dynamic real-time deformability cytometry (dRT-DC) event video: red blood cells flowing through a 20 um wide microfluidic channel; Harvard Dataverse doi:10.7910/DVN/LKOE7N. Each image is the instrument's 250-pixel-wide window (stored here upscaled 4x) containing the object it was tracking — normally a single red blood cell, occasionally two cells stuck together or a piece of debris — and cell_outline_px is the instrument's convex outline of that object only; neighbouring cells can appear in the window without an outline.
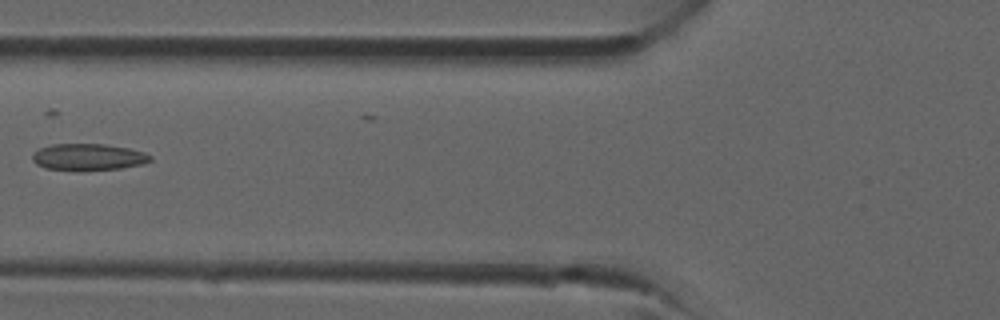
{"species": "common noctule bat (a hibernating species)", "species_latin": "Nyctalus noctula", "temperature_condition": "room temperature", "stored_images_in_passage": 38, "camera_frame_rate_fps": 3000, "um_per_image_px": 0.085, "animal": {"sex": "male", "forearm_length_mm": 52.5}, "frame": {"image": 1, "passage_image": 15, "time_ms": 4.667, "image_size_px": [1000, 320], "cell_outline_px": [[152, 160], [140, 164], [120, 168], [84, 172], [44, 168], [36, 164], [32, 160], [32, 156], [40, 148], [52, 144], [104, 144], [128, 148], [144, 152], [152, 156]], "centroid_in_image_um": [7.48, 13.37], "position_along_channel_um": 118.3, "area_um2": 18.55}}
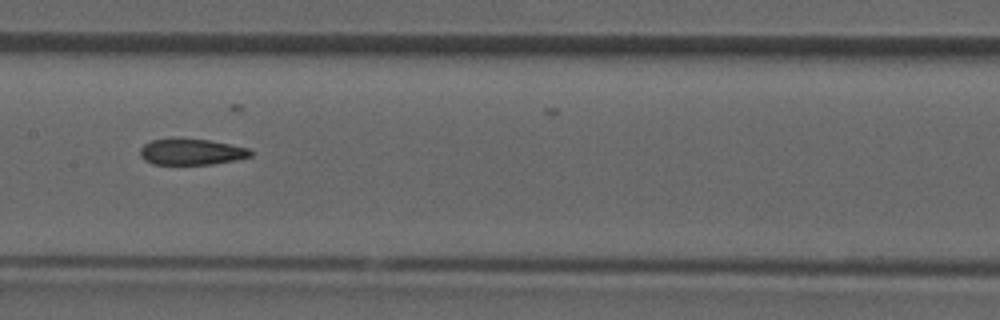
{"frame": {"image": 2, "passage_image": 19, "time_ms": 6.0, "image_size_px": [1000, 320], "cell_outline_px": [[252, 156], [236, 160], [212, 164], [152, 164], [144, 160], [140, 156], [140, 148], [144, 144], [152, 140], [208, 140], [248, 148], [252, 152]], "centroid_in_image_um": [16.27, 12.94], "position_along_channel_um": 191.1, "area_um2": 16.36}}
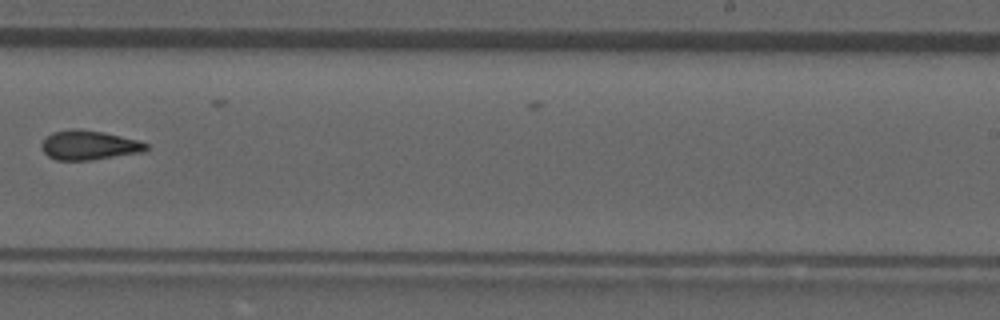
{"frame": {"image": 3, "passage_image": 24, "time_ms": 7.667, "image_size_px": [1000, 320], "cell_outline_px": [[148, 148], [144, 152], [92, 160], [56, 160], [48, 156], [40, 148], [40, 144], [52, 132], [72, 128], [80, 128], [104, 132], [140, 140], [148, 144]], "centroid_in_image_um": [7.58, 12.33], "position_along_channel_um": 281.4, "area_um2": 18.21}}